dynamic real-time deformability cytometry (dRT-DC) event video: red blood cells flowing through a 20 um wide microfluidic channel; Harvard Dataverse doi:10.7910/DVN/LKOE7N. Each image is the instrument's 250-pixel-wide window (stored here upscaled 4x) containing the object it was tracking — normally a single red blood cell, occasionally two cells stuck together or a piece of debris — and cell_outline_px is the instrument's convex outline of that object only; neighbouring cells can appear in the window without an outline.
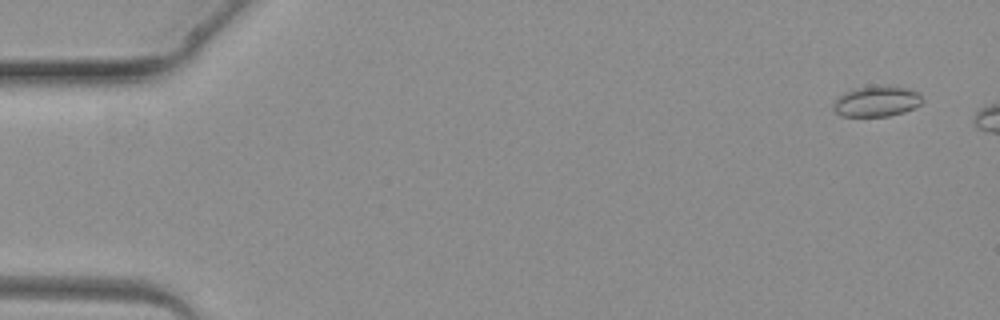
{"species": "common noctule bat (a hibernating species)", "species_latin": "Nyctalus noctula", "temperature_condition": "warm", "stored_images_in_passage": 5, "camera_frame_rate_fps": 3000, "um_per_image_px": 0.085, "animal": {"sex": "female", "body_mass_g": 19.3, "forearm_length_mm": 54.1}, "frame": {"image": 1, "passage_image": 1, "time_ms": 0.0, "image_size_px": [1000, 320], "cell_outline_px": [[924, 100], [920, 104], [904, 112], [888, 116], [840, 116], [832, 108], [832, 104], [836, 96], [844, 92], [856, 88], [884, 84], [908, 88], [920, 92]], "centroid_in_image_um": [74.5, 8.59], "position_along_channel_um": 10.5, "area_um2": 16.3}}
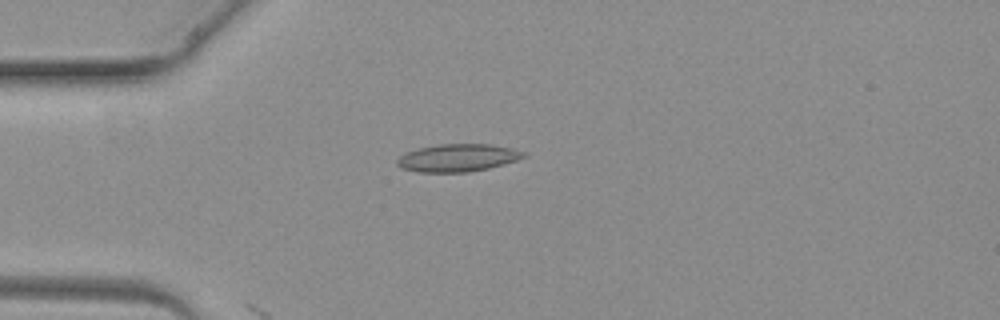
{"frame": {"image": 2, "passage_image": 5, "time_ms": 4.667, "image_size_px": [1000, 320], "cell_outline_px": [[528, 156], [516, 160], [488, 168], [468, 172], [420, 172], [400, 168], [396, 164], [396, 160], [404, 152], [420, 148], [440, 144], [488, 144], [512, 148], [524, 152]], "centroid_in_image_um": [38.88, 13.41], "position_along_channel_um": 46.1, "area_um2": 20.29}}